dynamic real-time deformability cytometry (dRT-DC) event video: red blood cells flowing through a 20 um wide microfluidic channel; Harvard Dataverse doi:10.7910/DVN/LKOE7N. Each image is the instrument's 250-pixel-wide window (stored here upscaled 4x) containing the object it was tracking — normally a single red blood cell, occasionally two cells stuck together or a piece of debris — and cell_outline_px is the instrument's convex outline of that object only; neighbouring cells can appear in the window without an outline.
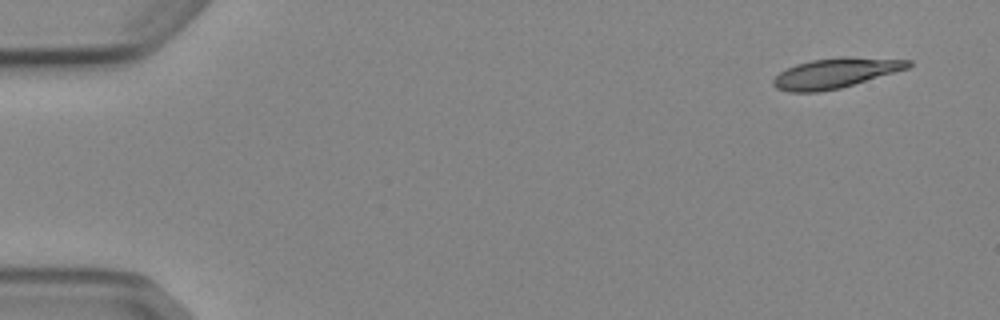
{"species": "Egyptian fruit bat (a non-hibernating species)", "species_latin": "Rousettus aegyptiacus", "temperature_condition": "cold", "stored_images_in_passage": 8, "camera_frame_rate_fps": 3000, "um_per_image_px": 0.085, "animal": {"sex": "female"}, "frame": {"image": 1, "passage_image": 1, "time_ms": 0.0, "image_size_px": [1000, 320], "cell_outline_px": [[912, 64], [908, 68], [840, 88], [820, 92], [788, 92], [776, 88], [772, 84], [772, 80], [780, 72], [796, 64], [812, 60], [840, 56], [848, 56], [912, 60]], "centroid_in_image_um": [71.0, 6.2], "position_along_channel_um": 14.0, "area_um2": 23.58}}
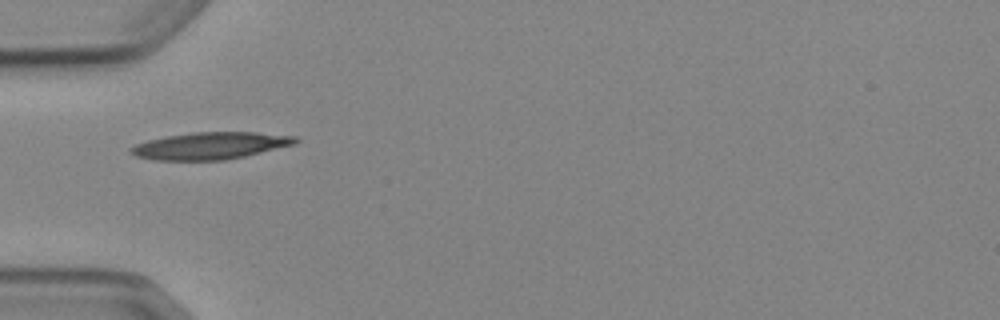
{"frame": {"image": 2, "passage_image": 5, "time_ms": 4.667, "image_size_px": [1000, 320], "cell_outline_px": [[300, 140], [296, 144], [244, 156], [224, 160], [152, 160], [136, 156], [128, 152], [128, 148], [136, 144], [148, 140], [164, 136], [192, 132], [256, 132], [296, 136]], "centroid_in_image_um": [17.86, 12.38], "position_along_channel_um": 67.1, "area_um2": 26.13}}
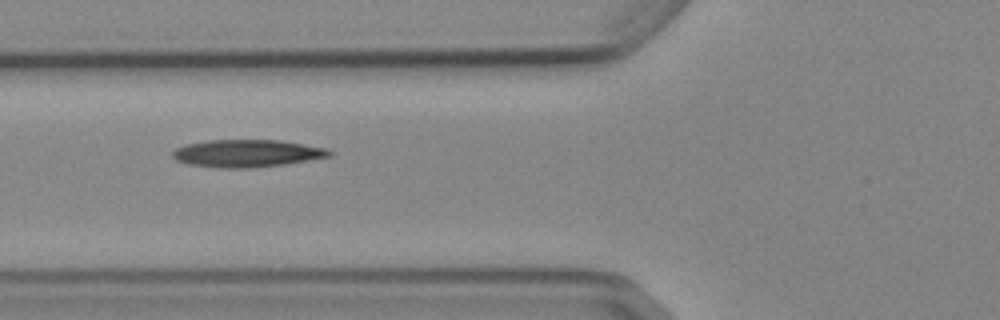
{"frame": {"image": 3, "passage_image": 6, "time_ms": 5.667, "image_size_px": [1000, 320], "cell_outline_px": [[332, 156], [284, 164], [248, 168], [216, 168], [188, 164], [176, 160], [172, 156], [172, 152], [176, 148], [188, 144], [208, 140], [280, 140], [328, 148], [332, 152]], "centroid_in_image_um": [21.0, 13.03], "position_along_channel_um": 104.8, "area_um2": 25.09}}